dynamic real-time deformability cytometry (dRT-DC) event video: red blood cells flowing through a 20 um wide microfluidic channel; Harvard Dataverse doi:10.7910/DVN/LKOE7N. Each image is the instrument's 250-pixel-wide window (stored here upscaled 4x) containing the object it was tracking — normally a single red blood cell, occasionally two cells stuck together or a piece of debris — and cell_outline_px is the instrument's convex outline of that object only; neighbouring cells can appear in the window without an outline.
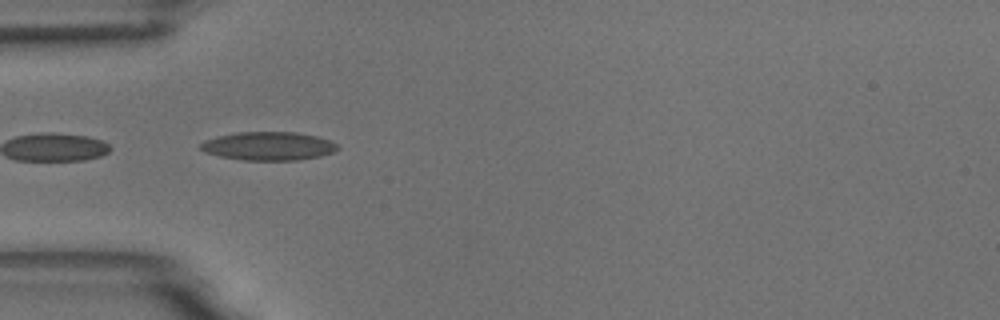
{"species": "common noctule bat (a hibernating species)", "species_latin": "Nyctalus noctula", "temperature_condition": "room temperature", "stored_images_in_passage": 6, "camera_frame_rate_fps": 3000, "um_per_image_px": 0.085, "animal": {"sex": "male", "body_mass_g": 18.8}, "frame": {"image": 1, "passage_image": 3, "time_ms": 0.667, "image_size_px": [1000, 320], "cell_outline_px": [[340, 148], [332, 152], [320, 156], [296, 160], [240, 160], [220, 156], [204, 152], [200, 148], [200, 144], [204, 140], [216, 136], [236, 132], [296, 132], [316, 136], [328, 140], [336, 144]], "centroid_in_image_um": [22.78, 12.41], "position_along_channel_um": 62.2, "area_um2": 22.72}}